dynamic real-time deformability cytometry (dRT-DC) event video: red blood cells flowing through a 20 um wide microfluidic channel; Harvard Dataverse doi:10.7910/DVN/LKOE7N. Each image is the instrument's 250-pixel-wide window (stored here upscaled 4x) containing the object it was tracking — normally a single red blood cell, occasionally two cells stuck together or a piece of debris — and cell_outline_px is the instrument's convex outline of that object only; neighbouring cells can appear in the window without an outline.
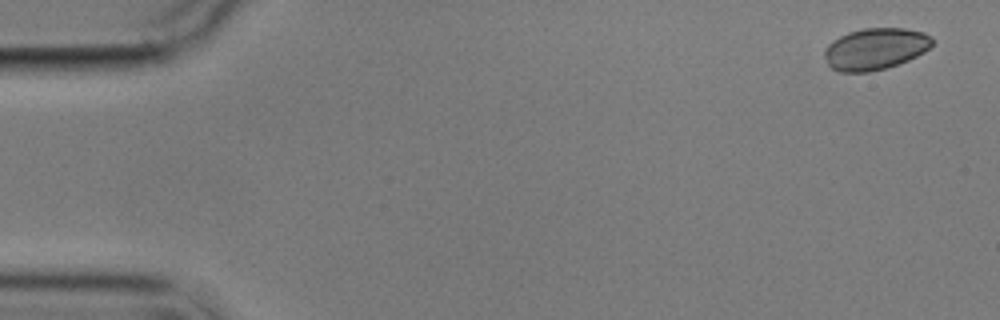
{"species": "common noctule bat (a hibernating species)", "species_latin": "Nyctalus noctula", "temperature_condition": "cold", "stored_images_in_passage": 6, "segment_of_instrument_passage": [1, 2], "camera_frame_rate_fps": 3000, "um_per_image_px": 0.085, "animal": {"sex": "male", "body_mass_g": 17.9}, "frame": {"image": 1, "passage_image": 1, "time_ms": 0.0, "image_size_px": [1000, 320], "cell_outline_px": [[932, 44], [924, 52], [908, 60], [884, 68], [868, 72], [840, 72], [832, 68], [828, 64], [824, 56], [824, 48], [832, 40], [848, 32], [864, 28], [904, 28], [924, 32], [932, 40]], "centroid_in_image_um": [74.36, 4.15], "position_along_channel_um": 10.6, "area_um2": 26.01}}
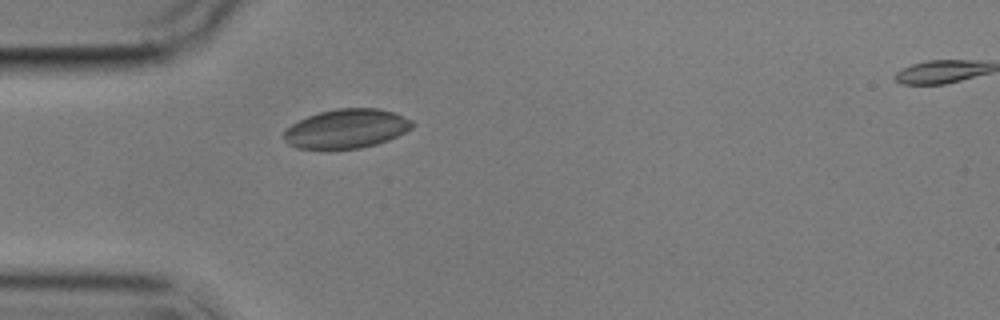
{"frame": {"image": 2, "passage_image": 5, "time_ms": 4.667, "image_size_px": [1000, 320], "cell_outline_px": [[416, 124], [412, 128], [388, 140], [376, 144], [360, 148], [296, 148], [288, 144], [284, 140], [284, 132], [292, 124], [308, 116], [320, 112], [336, 108], [376, 108], [396, 112], [412, 120]], "centroid_in_image_um": [29.48, 10.92], "position_along_channel_um": 55.5, "area_um2": 29.13}}